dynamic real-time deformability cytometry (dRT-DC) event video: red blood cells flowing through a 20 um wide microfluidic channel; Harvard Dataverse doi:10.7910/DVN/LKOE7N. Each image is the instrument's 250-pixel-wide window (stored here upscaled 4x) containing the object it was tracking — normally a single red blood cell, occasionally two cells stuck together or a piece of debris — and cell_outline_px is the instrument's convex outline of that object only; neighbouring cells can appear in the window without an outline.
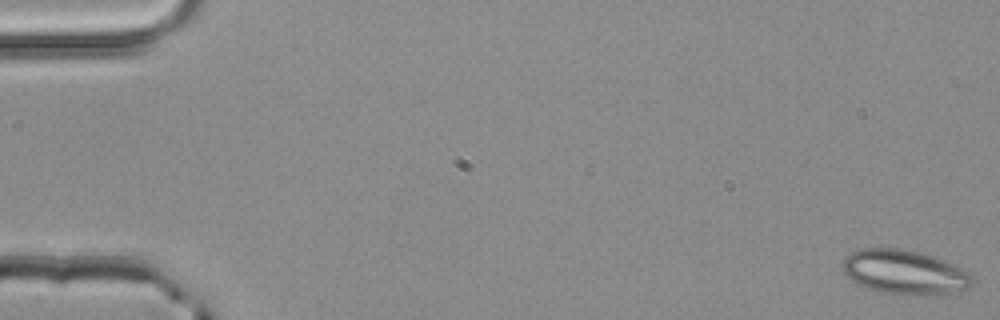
{"species": "common noctule bat (a hibernating species)", "species_latin": "Nyctalus noctula", "temperature_condition": "room temperature", "stored_images_in_passage": 53, "camera_frame_rate_fps": 3000, "um_per_image_px": 0.085, "animal": {"sex": "male", "body_mass_g": 20.4}, "frame": {"image": 1, "passage_image": 1, "time_ms": 0.0, "image_size_px": [1000, 320], "cell_outline_px": [[972, 284], [968, 288], [936, 296], [904, 296], [884, 292], [868, 288], [852, 280], [844, 272], [840, 264], [852, 252], [864, 248], [896, 248], [920, 252], [932, 256], [972, 276]], "centroid_in_image_um": [76.84, 23.16], "position_along_channel_um": 8.2, "area_um2": 33.12}}
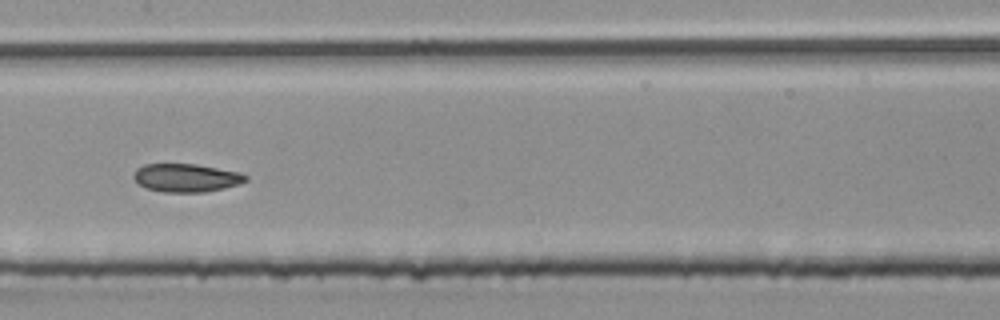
{"frame": {"image": 2, "passage_image": 27, "time_ms": 8.667, "image_size_px": [1000, 320], "cell_outline_px": [[248, 180], [240, 184], [224, 188], [204, 192], [164, 192], [148, 188], [140, 184], [132, 176], [136, 168], [144, 164], [196, 164], [240, 172], [248, 176]], "centroid_in_image_um": [15.85, 15.11], "position_along_channel_um": 191.5, "area_um2": 18.44}}
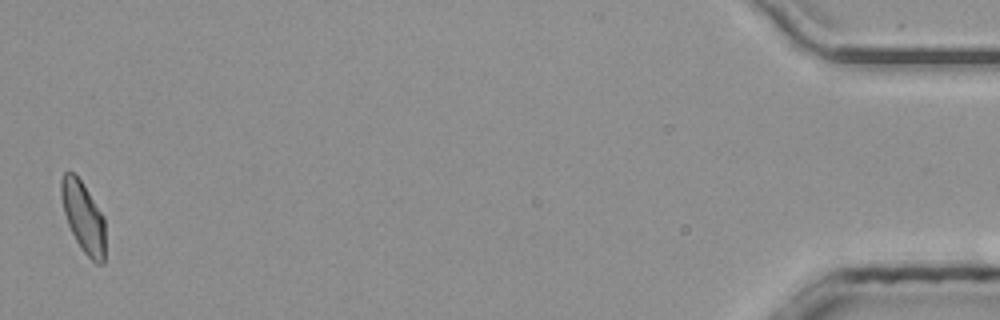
{"frame": {"image": 3, "passage_image": 52, "time_ms": 17.0, "image_size_px": [1000, 320], "cell_outline_px": [[104, 264], [96, 264], [80, 248], [68, 224], [64, 212], [60, 196], [60, 180], [64, 172], [76, 172], [104, 216]], "centroid_in_image_um": [7.07, 18.41], "position_along_channel_um": 428.1, "area_um2": 18.26}, "authors_computed_cell_mechanics": {"area_um2": 18.7272, "velocity_mm_per_s": 4.0141, "shape_relaxation_time_tau1_ms": null, "shape_relaxation_time_tau2_ms": 2.404, "deformation_change_tau1": null, "deformation_change_tau2": 0.0631}}